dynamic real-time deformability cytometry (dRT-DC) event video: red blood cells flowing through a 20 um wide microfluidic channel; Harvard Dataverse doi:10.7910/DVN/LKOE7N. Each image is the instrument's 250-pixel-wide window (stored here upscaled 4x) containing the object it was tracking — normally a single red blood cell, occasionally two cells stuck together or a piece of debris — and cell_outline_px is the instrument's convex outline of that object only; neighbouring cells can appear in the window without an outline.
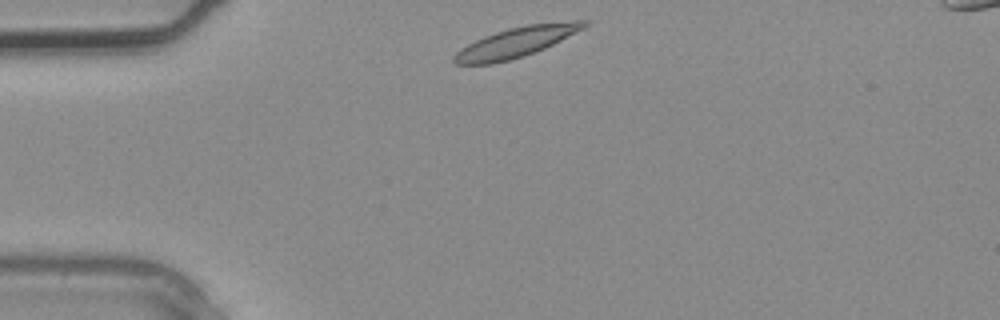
{"species": "common noctule bat (a hibernating species)", "species_latin": "Nyctalus noctula", "temperature_condition": "warm", "stored_images_in_passage": 2, "camera_frame_rate_fps": 3000, "um_per_image_px": 0.085, "animal": {"sex": "male", "body_mass_g": 20.4}, "frame": {"image": 1, "passage_image": 1, "time_ms": 0.0, "image_size_px": [1000, 320], "cell_outline_px": [[588, 24], [584, 28], [544, 48], [524, 56], [492, 64], [452, 64], [452, 56], [460, 48], [484, 36], [496, 32], [528, 24], [572, 20], [588, 20]], "centroid_in_image_um": [43.84, 3.59], "position_along_channel_um": 41.2, "area_um2": 22.6}}